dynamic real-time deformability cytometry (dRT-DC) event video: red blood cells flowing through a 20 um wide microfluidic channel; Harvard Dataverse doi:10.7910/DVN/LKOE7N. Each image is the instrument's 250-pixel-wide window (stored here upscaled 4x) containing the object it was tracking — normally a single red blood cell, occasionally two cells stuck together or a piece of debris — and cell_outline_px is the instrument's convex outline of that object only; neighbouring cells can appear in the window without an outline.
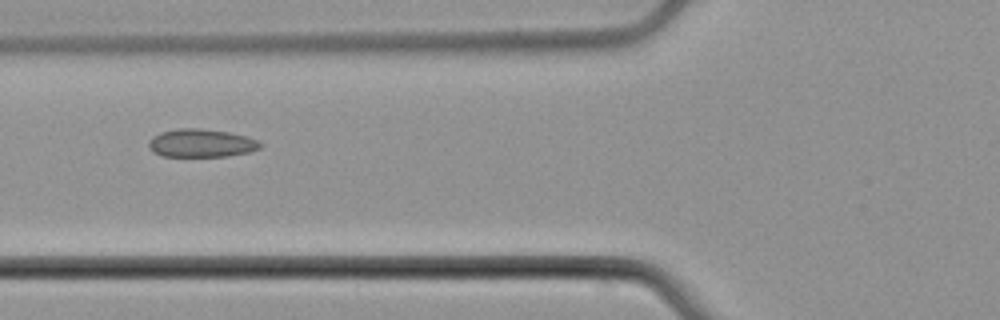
{"species": "common noctule bat (a hibernating species)", "species_latin": "Nyctalus noctula", "temperature_condition": "cold", "stored_images_in_passage": 3, "camera_frame_rate_fps": 3000, "um_per_image_px": 0.085, "animal": {"sex": "male", "body_mass_g": 21.5, "forearm_length_mm": 52.0}, "frame": {"image": 1, "passage_image": 2, "time_ms": 1.0, "image_size_px": [1000, 320], "cell_outline_px": [[264, 144], [260, 148], [248, 152], [228, 156], [164, 156], [152, 152], [148, 148], [148, 140], [152, 136], [160, 132], [176, 128], [200, 128], [228, 132], [248, 136]], "centroid_in_image_um": [17.08, 12.16], "position_along_channel_um": 108.7, "area_um2": 18.5}}
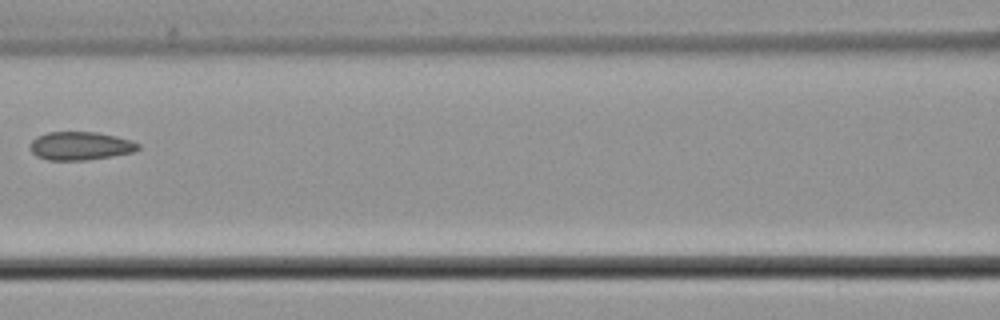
{"frame": {"image": 2, "passage_image": 3, "time_ms": 2.333, "image_size_px": [1000, 320], "cell_outline_px": [[140, 148], [132, 152], [112, 156], [84, 160], [48, 160], [36, 156], [32, 152], [32, 140], [36, 136], [48, 132], [96, 132], [116, 136], [132, 140], [140, 144]], "centroid_in_image_um": [6.85, 12.39], "position_along_channel_um": 159.8, "area_um2": 17.74}}